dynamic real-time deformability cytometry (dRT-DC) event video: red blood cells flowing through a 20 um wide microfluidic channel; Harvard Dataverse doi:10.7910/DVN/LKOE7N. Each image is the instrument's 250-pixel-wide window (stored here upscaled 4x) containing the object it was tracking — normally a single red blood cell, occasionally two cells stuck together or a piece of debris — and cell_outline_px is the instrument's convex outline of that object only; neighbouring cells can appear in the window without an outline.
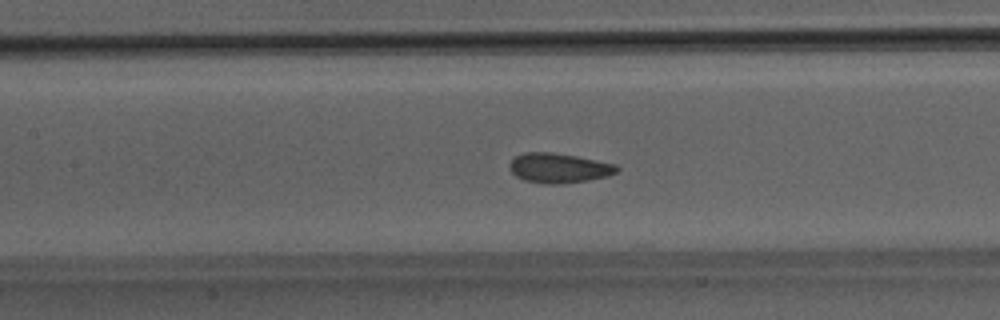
{"species": "Egyptian fruit bat (a non-hibernating species)", "species_latin": "Rousettus aegyptiacus", "temperature_condition": "room temperature", "stored_images_in_passage": 40, "camera_frame_rate_fps": 3000, "um_per_image_px": 0.085, "animal": {"sex": "male"}, "frame": {"image": 1, "passage_image": 13, "time_ms": 4.0, "image_size_px": [1000, 320], "cell_outline_px": [[620, 168], [616, 172], [608, 176], [588, 180], [564, 184], [544, 184], [524, 180], [516, 176], [508, 168], [508, 164], [516, 156], [524, 152], [552, 152], [576, 156], [616, 164]], "centroid_in_image_um": [47.49, 14.28], "position_along_channel_um": 159.9, "area_um2": 18.73}}
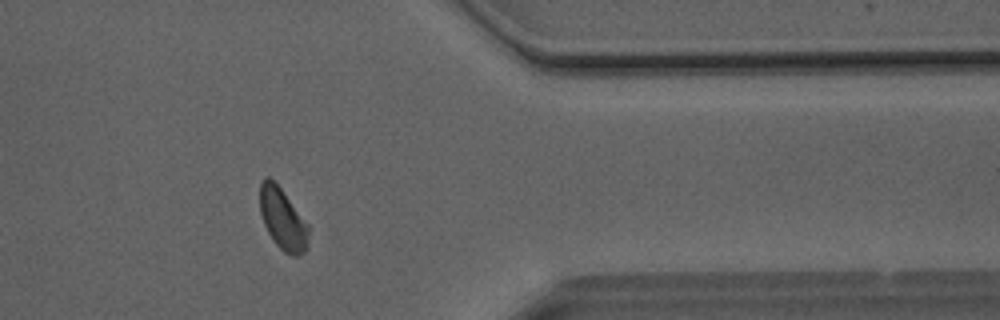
{"frame": {"image": 2, "passage_image": 31, "time_ms": 10.0, "image_size_px": [1000, 320], "cell_outline_px": [[308, 248], [304, 252], [296, 256], [292, 256], [284, 252], [272, 240], [264, 224], [260, 212], [260, 180], [268, 176], [280, 188], [308, 224]], "centroid_in_image_um": [24.02, 18.64], "position_along_channel_um": 387.4, "area_um2": 17.28}}
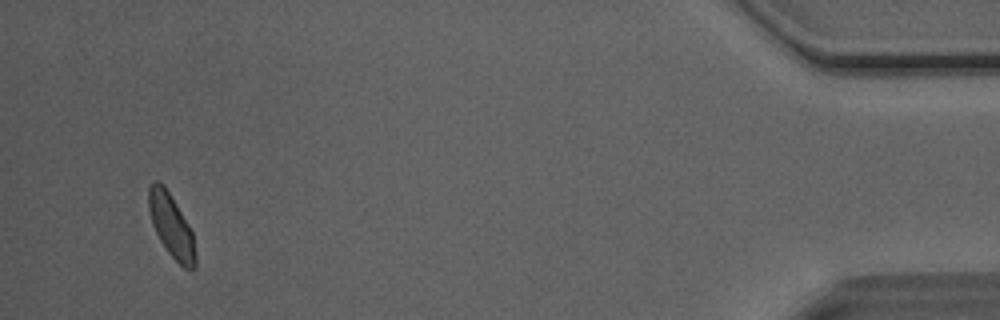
{"frame": {"image": 3, "passage_image": 38, "time_ms": 12.333, "image_size_px": [1000, 320], "cell_outline_px": [[196, 268], [192, 272], [184, 268], [168, 252], [160, 240], [152, 224], [148, 208], [148, 188], [156, 180], [164, 184], [188, 224], [192, 232], [196, 256]], "centroid_in_image_um": [14.57, 19.22], "position_along_channel_um": 420.6, "area_um2": 17.17}, "authors_computed_cell_mechanics": {"area_um2": 17.8313, "velocity_mm_per_s": 4.061, "shape_relaxation_time_tau1_ms": 6.8677, "shape_relaxation_time_tau2_ms": 1.3375, "deformation_change_tau1": 0.0893, "deformation_change_tau2": 0.0493}}